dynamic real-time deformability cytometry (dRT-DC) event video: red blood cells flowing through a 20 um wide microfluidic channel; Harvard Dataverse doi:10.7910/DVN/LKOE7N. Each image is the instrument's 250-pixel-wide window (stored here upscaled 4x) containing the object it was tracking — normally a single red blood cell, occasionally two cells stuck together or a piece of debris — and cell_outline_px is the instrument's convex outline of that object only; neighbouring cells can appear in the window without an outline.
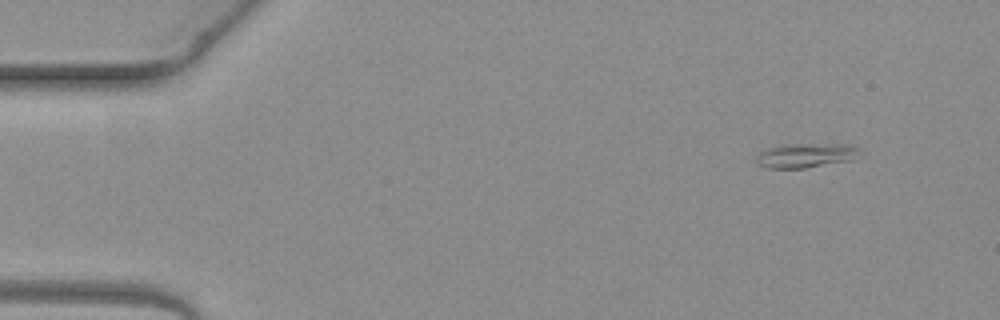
{"species": "common noctule bat (a hibernating species)", "species_latin": "Nyctalus noctula", "temperature_condition": "warm", "stored_images_in_passage": 3, "camera_frame_rate_fps": 3000, "um_per_image_px": 0.085, "animal": {"sex": "female", "body_mass_g": 19.3, "forearm_length_mm": 54.1}, "frame": {"image": 1, "passage_image": 1, "time_ms": 0.0, "image_size_px": [1000, 320], "cell_outline_px": [[864, 156], [852, 160], [804, 168], [768, 168], [760, 164], [756, 160], [756, 156], [760, 152], [768, 148], [784, 144], [812, 144], [856, 148]], "centroid_in_image_um": [68.45, 13.24], "position_along_channel_um": 16.6, "area_um2": 14.22}}